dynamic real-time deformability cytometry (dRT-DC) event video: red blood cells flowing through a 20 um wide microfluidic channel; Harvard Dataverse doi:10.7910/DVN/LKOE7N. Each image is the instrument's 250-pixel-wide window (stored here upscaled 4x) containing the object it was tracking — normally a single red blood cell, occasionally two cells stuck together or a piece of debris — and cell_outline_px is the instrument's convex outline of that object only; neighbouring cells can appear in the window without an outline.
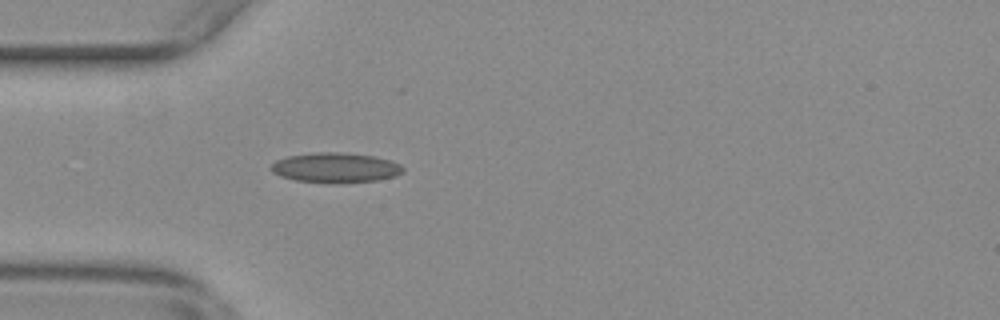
{"species": "common noctule bat (a hibernating species)", "species_latin": "Nyctalus noctula", "temperature_condition": "warm", "stored_images_in_passage": 42, "camera_frame_rate_fps": 3000, "um_per_image_px": 0.085, "animal": {"sex": "female", "body_mass_g": 29.2, "forearm_length_mm": 56.3}, "frame": {"image": 1, "passage_image": 5, "time_ms": 1.333, "image_size_px": [1000, 320], "cell_outline_px": [[404, 172], [396, 176], [376, 180], [332, 184], [296, 180], [280, 176], [272, 172], [268, 168], [276, 160], [288, 156], [316, 152], [336, 152], [372, 156], [392, 160], [400, 164], [404, 168]], "centroid_in_image_um": [28.51, 14.26], "position_along_channel_um": 56.5, "area_um2": 23.18}}
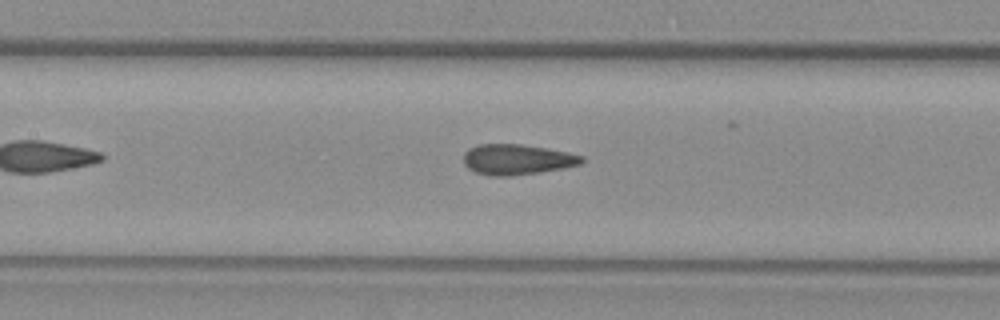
{"frame": {"image": 2, "passage_image": 14, "time_ms": 4.333, "image_size_px": [1000, 320], "cell_outline_px": [[584, 160], [580, 164], [564, 168], [512, 176], [492, 176], [476, 172], [468, 168], [464, 164], [464, 152], [468, 148], [476, 144], [520, 144], [568, 152], [584, 156]], "centroid_in_image_um": [43.92, 13.55], "position_along_channel_um": 163.5, "area_um2": 20.98}}
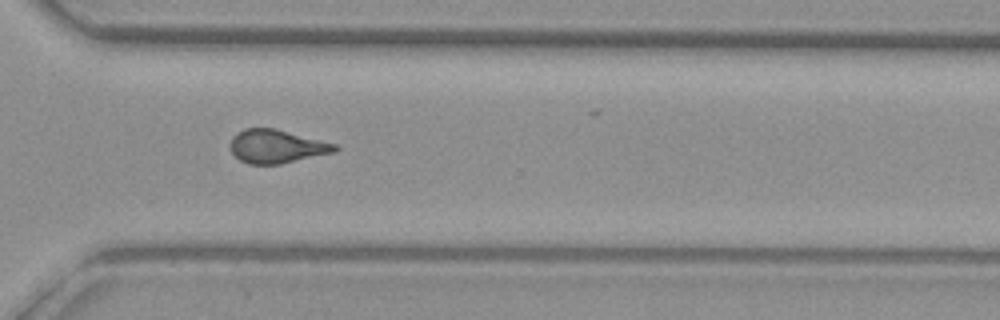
{"frame": {"image": 3, "passage_image": 29, "time_ms": 9.333, "image_size_px": [1000, 320], "cell_outline_px": [[340, 148], [336, 152], [280, 164], [248, 164], [240, 160], [232, 152], [228, 144], [232, 136], [236, 132], [244, 128], [276, 128], [336, 144]], "centroid_in_image_um": [23.49, 12.43], "position_along_channel_um": 347.1, "area_um2": 20.63}, "authors_computed_cell_mechanics": {"area_um2": 20.7502, "velocity_mm_per_s": 3.6859, "shape_relaxation_time_tau1_ms": null, "shape_relaxation_time_tau2_ms": 1.3105, "deformation_change_tau1": null, "deformation_change_tau2": 0.0844}}